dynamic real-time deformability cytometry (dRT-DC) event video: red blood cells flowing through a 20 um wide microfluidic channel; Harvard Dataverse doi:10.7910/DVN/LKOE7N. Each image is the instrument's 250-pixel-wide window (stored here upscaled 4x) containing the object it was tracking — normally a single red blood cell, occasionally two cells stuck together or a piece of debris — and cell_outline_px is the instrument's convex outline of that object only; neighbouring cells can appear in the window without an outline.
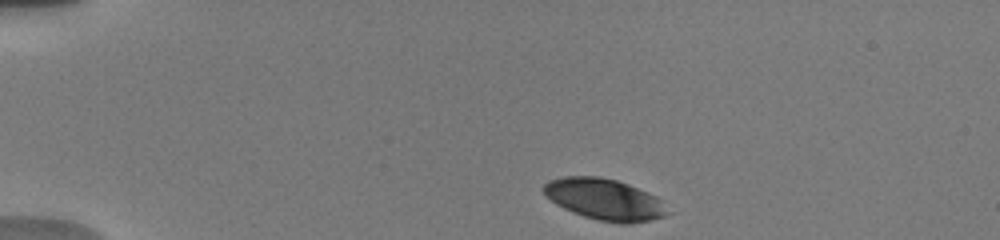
{"species": "human", "species_latin": "Homo sapiens", "temperature_condition": "warm", "stored_images_in_passage": 41, "camera_frame_rate_fps": 3000, "um_per_image_px": 0.085, "donor": {"sex": "male"}, "frame": {"image": 1, "passage_image": 1, "time_ms": 0.0, "image_size_px": [1000, 240], "cell_outline_px": [[664, 216], [652, 220], [628, 224], [620, 224], [600, 220], [584, 216], [572, 212], [556, 204], [540, 188], [548, 180], [564, 176], [600, 176], [616, 180], [628, 184], [648, 192], [656, 196], [660, 200], [664, 212]], "centroid_in_image_um": [51.32, 16.93], "position_along_channel_um": 33.7, "area_um2": 29.48}}
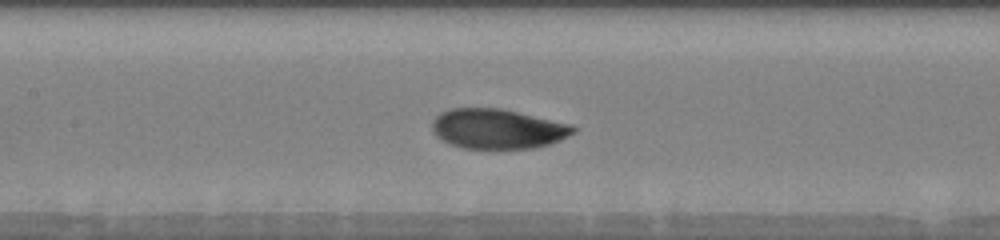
{"frame": {"image": 2, "passage_image": 15, "time_ms": 5.333, "image_size_px": [1000, 240], "cell_outline_px": [[576, 132], [560, 140], [536, 148], [464, 148], [448, 144], [436, 136], [432, 128], [432, 120], [440, 112], [452, 108], [500, 108], [572, 124], [576, 128]], "centroid_in_image_um": [42.29, 10.95], "position_along_channel_um": 165.1, "area_um2": 32.83}}
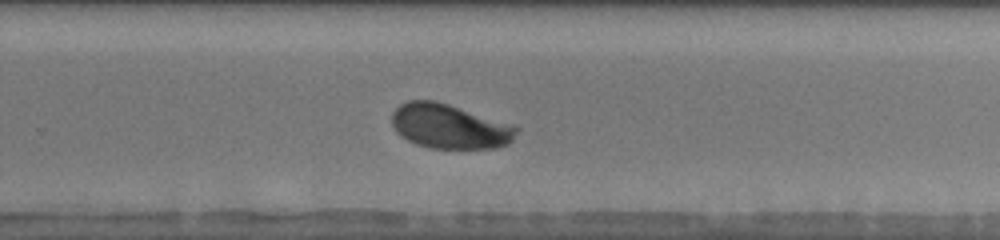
{"frame": {"image": 3, "passage_image": 25, "time_ms": 8.667, "image_size_px": [1000, 240], "cell_outline_px": [[520, 128], [512, 140], [508, 144], [496, 148], [428, 148], [416, 144], [400, 136], [396, 132], [392, 124], [392, 112], [400, 104], [408, 100], [436, 100], [516, 124]], "centroid_in_image_um": [38.25, 10.73], "position_along_channel_um": 291.6, "area_um2": 32.89}}